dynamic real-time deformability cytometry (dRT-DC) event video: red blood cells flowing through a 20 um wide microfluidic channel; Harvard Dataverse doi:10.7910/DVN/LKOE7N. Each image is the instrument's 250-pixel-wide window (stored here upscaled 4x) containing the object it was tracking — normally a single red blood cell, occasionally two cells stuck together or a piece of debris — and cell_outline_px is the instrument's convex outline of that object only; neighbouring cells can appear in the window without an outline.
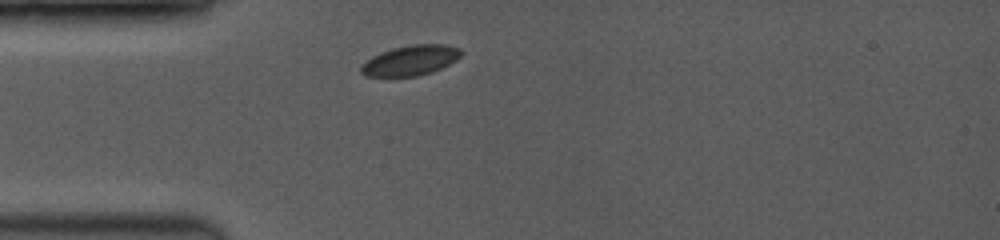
{"species": "common noctule bat (a hibernating species)", "species_latin": "Nyctalus noctula", "temperature_condition": "room temperature", "stored_images_in_passage": 1, "camera_frame_rate_fps": 3500, "um_per_image_px": 0.085, "animal": {"sex": "female", "body_mass_g": 19.0, "forearm_length_mm": 53.3}, "frame": {"image": 1, "passage_image": 1, "time_ms": 0.0, "image_size_px": [1000, 240], "cell_outline_px": [[464, 52], [456, 60], [432, 72], [416, 76], [368, 76], [360, 72], [360, 68], [372, 56], [380, 52], [392, 48], [412, 44], [444, 44], [460, 48]], "centroid_in_image_um": [34.92, 5.12], "position_along_channel_um": 50.1, "area_um2": 17.46}}